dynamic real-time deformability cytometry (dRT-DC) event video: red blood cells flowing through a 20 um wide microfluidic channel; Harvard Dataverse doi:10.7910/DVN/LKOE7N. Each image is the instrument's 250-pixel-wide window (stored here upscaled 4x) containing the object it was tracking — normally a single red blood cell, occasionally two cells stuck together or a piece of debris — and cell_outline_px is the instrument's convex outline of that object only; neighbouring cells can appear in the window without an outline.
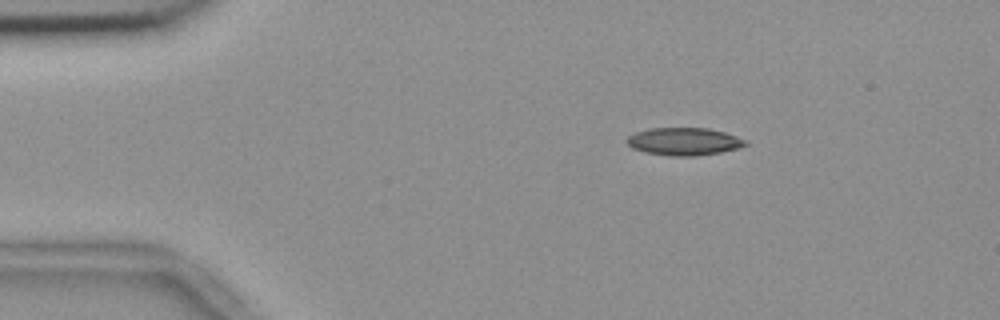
{"species": "common noctule bat (a hibernating species)", "species_latin": "Nyctalus noctula", "temperature_condition": "room temperature", "stored_images_in_passage": 4, "camera_frame_rate_fps": 3000, "um_per_image_px": 0.085, "animal": {"sex": "female", "body_mass_g": 18.4}, "frame": {"image": 1, "passage_image": 1, "time_ms": 0.0, "image_size_px": [1000, 320], "cell_outline_px": [[748, 144], [740, 148], [720, 152], [696, 156], [672, 156], [644, 152], [632, 148], [624, 140], [628, 136], [636, 132], [648, 128], [708, 128], [724, 132], [748, 140]], "centroid_in_image_um": [58.14, 12.02], "position_along_channel_um": 26.9, "area_um2": 19.25}}